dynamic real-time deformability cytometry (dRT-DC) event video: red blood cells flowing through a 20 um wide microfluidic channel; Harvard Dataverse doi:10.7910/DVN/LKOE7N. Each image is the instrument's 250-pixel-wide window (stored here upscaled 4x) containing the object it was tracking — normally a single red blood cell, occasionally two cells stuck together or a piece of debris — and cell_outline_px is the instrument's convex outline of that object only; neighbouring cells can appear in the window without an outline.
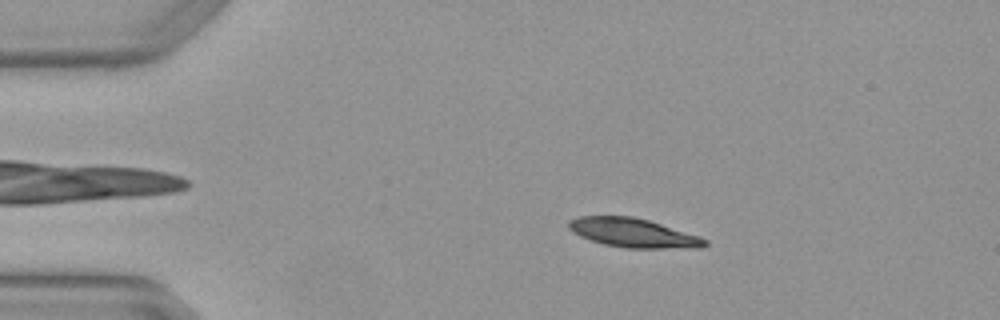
{"species": "Egyptian fruit bat (a non-hibernating species)", "species_latin": "Rousettus aegyptiacus", "temperature_condition": "warm", "stored_images_in_passage": 4, "camera_frame_rate_fps": 3000, "um_per_image_px": 0.085, "animal": {"sex": "female"}, "frame": {"image": 1, "passage_image": 1, "time_ms": 0.0, "image_size_px": [1000, 320], "cell_outline_px": [[708, 244], [700, 248], [628, 248], [604, 244], [580, 236], [572, 232], [568, 228], [568, 220], [580, 216], [632, 216], [648, 220], [700, 236], [708, 240]], "centroid_in_image_um": [53.83, 19.79], "position_along_channel_um": 31.2, "area_um2": 23.0}}
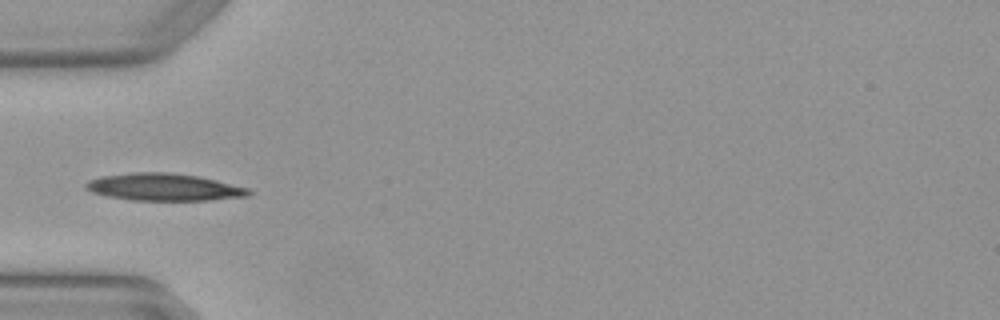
{"frame": {"image": 2, "passage_image": 3, "time_ms": 0.667, "image_size_px": [1000, 320], "cell_outline_px": [[252, 192], [248, 196], [208, 200], [132, 200], [108, 196], [92, 192], [84, 188], [84, 184], [88, 180], [104, 176], [132, 172], [172, 172], [200, 176], [248, 188]], "centroid_in_image_um": [13.93, 15.89], "position_along_channel_um": 71.1, "area_um2": 25.84}}
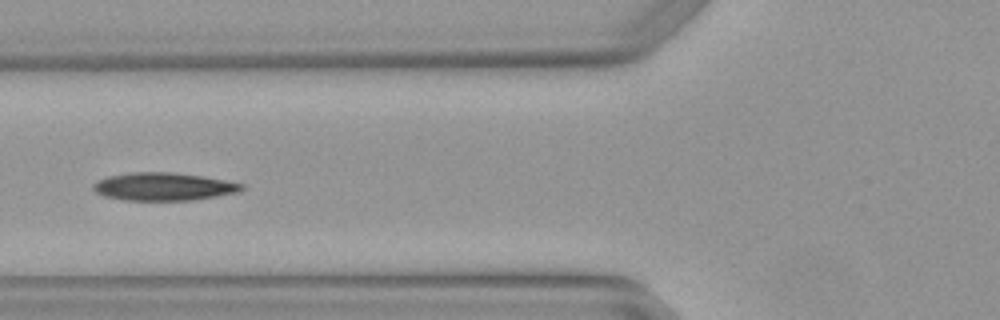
{"frame": {"image": 3, "passage_image": 4, "time_ms": 1.0, "image_size_px": [1000, 320], "cell_outline_px": [[244, 188], [240, 192], [192, 200], [124, 200], [104, 196], [96, 192], [92, 188], [92, 184], [96, 180], [108, 176], [132, 172], [172, 172], [204, 176], [244, 184]], "centroid_in_image_um": [13.89, 15.85], "position_along_channel_um": 111.9, "area_um2": 24.22}}